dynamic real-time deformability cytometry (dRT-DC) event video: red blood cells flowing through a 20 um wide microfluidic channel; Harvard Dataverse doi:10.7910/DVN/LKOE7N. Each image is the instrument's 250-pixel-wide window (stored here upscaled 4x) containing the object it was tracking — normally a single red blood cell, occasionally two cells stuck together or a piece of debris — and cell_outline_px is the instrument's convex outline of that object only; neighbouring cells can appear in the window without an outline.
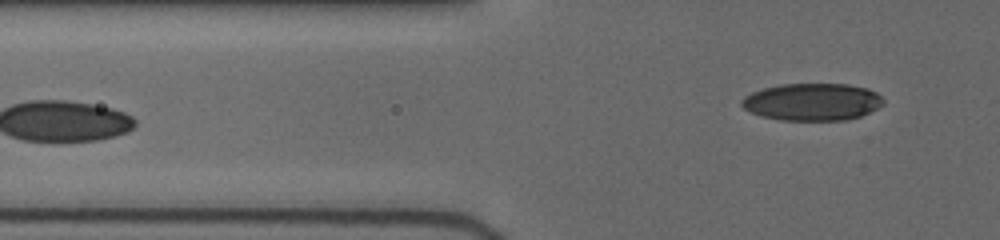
{"species": "human", "species_latin": "Homo sapiens", "temperature_condition": "cold", "stored_images_in_passage": 5, "segment_of_instrument_passage": [2, 2], "camera_frame_rate_fps": 3000, "um_per_image_px": 0.085, "donor": {"sex": "female"}, "frame": {"image": 1, "passage_image": 5, "time_ms": 2.667, "image_size_px": [1000, 240], "cell_outline_px": [[884, 104], [860, 116], [848, 120], [780, 120], [760, 116], [744, 108], [740, 104], [740, 100], [744, 96], [752, 92], [764, 88], [780, 84], [848, 84], [868, 88], [876, 92], [884, 100]], "centroid_in_image_um": [69.03, 8.66], "position_along_channel_um": 56.8, "area_um2": 30.87}}